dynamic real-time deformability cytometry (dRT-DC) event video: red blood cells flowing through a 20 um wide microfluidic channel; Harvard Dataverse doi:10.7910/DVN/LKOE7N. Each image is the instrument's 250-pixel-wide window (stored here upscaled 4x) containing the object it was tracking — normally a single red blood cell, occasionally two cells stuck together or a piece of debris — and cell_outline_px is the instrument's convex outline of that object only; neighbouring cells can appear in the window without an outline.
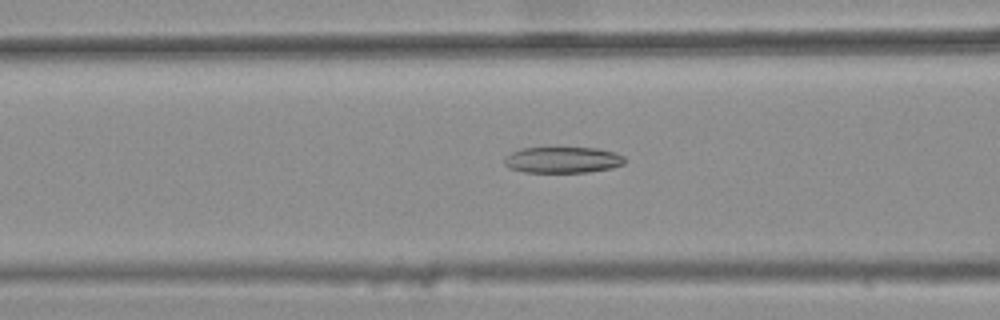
{"species": "common noctule bat (a hibernating species)", "species_latin": "Nyctalus noctula", "temperature_condition": "warm", "stored_images_in_passage": 46, "camera_frame_rate_fps": 3000, "um_per_image_px": 0.085, "animal": {"sex": "female", "body_mass_g": 25.1}, "frame": {"image": 1, "passage_image": 21, "time_ms": 6.667, "image_size_px": [1000, 320], "cell_outline_px": [[624, 164], [612, 168], [588, 172], [524, 172], [508, 168], [504, 164], [504, 156], [520, 148], [600, 148], [624, 156]], "centroid_in_image_um": [47.8, 13.59], "position_along_channel_um": 118.8, "area_um2": 18.38}}
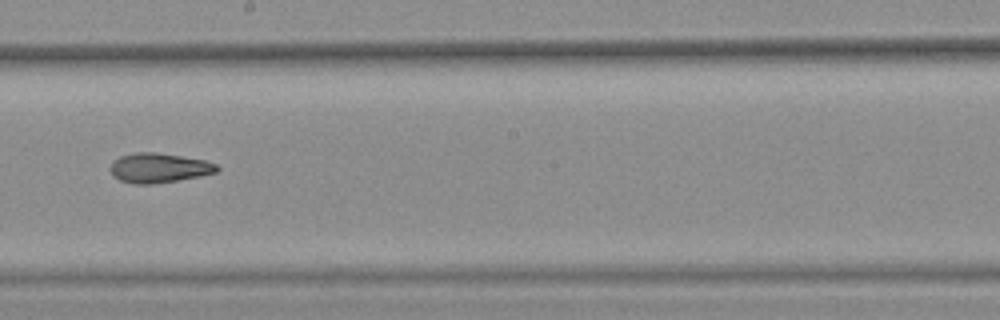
{"frame": {"image": 2, "passage_image": 30, "time_ms": 9.667, "image_size_px": [1000, 320], "cell_outline_px": [[220, 168], [216, 172], [200, 176], [152, 184], [132, 184], [120, 180], [112, 176], [108, 168], [112, 160], [120, 156], [136, 152], [156, 152], [204, 160], [216, 164]], "centroid_in_image_um": [13.44, 14.27], "position_along_channel_um": 234.8, "area_um2": 18.5}}
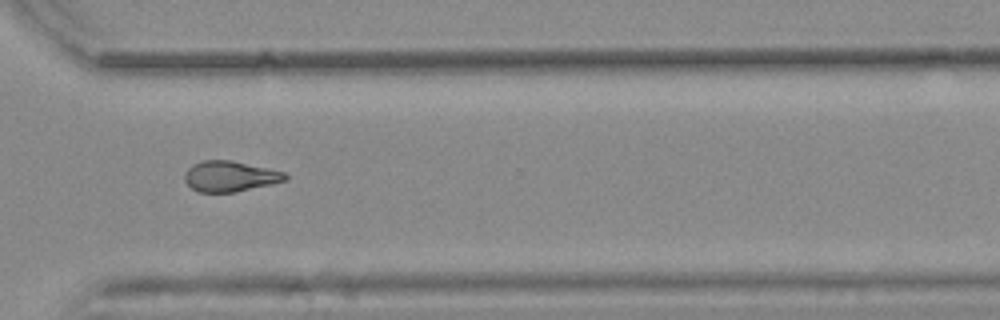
{"frame": {"image": 3, "passage_image": 39, "time_ms": 12.667, "image_size_px": [1000, 320], "cell_outline_px": [[288, 176], [284, 180], [272, 184], [236, 192], [200, 192], [192, 188], [184, 180], [184, 172], [192, 164], [200, 160], [232, 160], [284, 172]], "centroid_in_image_um": [19.51, 14.98], "position_along_channel_um": 351.1, "area_um2": 17.92}, "authors_computed_cell_mechanics": {"area_um2": 18.6694, "velocity_mm_per_s": 3.8667, "shape_relaxation_time_tau1_ms": null, "shape_relaxation_time_tau2_ms": 4.4057, "deformation_change_tau1": null, "deformation_change_tau2": 0.1201}}